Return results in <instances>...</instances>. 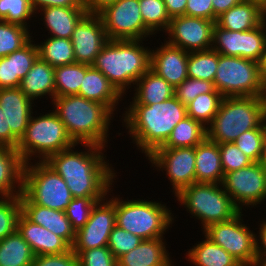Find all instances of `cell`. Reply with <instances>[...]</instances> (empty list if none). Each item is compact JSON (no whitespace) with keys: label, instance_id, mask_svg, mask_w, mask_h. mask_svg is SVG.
<instances>
[{"label":"cell","instance_id":"cell-1","mask_svg":"<svg viewBox=\"0 0 266 266\" xmlns=\"http://www.w3.org/2000/svg\"><path fill=\"white\" fill-rule=\"evenodd\" d=\"M78 145L51 155L45 162L63 178L73 198L104 199L117 178V171L106 160V147L81 144L85 151H78Z\"/></svg>","mask_w":266,"mask_h":266},{"label":"cell","instance_id":"cell-2","mask_svg":"<svg viewBox=\"0 0 266 266\" xmlns=\"http://www.w3.org/2000/svg\"><path fill=\"white\" fill-rule=\"evenodd\" d=\"M122 112V127L128 130L131 143L137 150L148 157L161 147L170 136L174 127L187 116L186 106L171 97L161 103L152 105L129 104Z\"/></svg>","mask_w":266,"mask_h":266},{"label":"cell","instance_id":"cell-3","mask_svg":"<svg viewBox=\"0 0 266 266\" xmlns=\"http://www.w3.org/2000/svg\"><path fill=\"white\" fill-rule=\"evenodd\" d=\"M51 103L76 144L108 147L114 114L105 105L79 95L55 96Z\"/></svg>","mask_w":266,"mask_h":266},{"label":"cell","instance_id":"cell-4","mask_svg":"<svg viewBox=\"0 0 266 266\" xmlns=\"http://www.w3.org/2000/svg\"><path fill=\"white\" fill-rule=\"evenodd\" d=\"M143 41L148 40H109L91 64L124 97L126 91L150 69L151 48L144 47Z\"/></svg>","mask_w":266,"mask_h":266},{"label":"cell","instance_id":"cell-5","mask_svg":"<svg viewBox=\"0 0 266 266\" xmlns=\"http://www.w3.org/2000/svg\"><path fill=\"white\" fill-rule=\"evenodd\" d=\"M118 196H115L116 225L143 240L165 238V233L176 221L171 208L162 201L126 200Z\"/></svg>","mask_w":266,"mask_h":266},{"label":"cell","instance_id":"cell-6","mask_svg":"<svg viewBox=\"0 0 266 266\" xmlns=\"http://www.w3.org/2000/svg\"><path fill=\"white\" fill-rule=\"evenodd\" d=\"M34 114L16 147L24 164L31 160L46 161L51 155L76 145L53 110L45 115Z\"/></svg>","mask_w":266,"mask_h":266},{"label":"cell","instance_id":"cell-7","mask_svg":"<svg viewBox=\"0 0 266 266\" xmlns=\"http://www.w3.org/2000/svg\"><path fill=\"white\" fill-rule=\"evenodd\" d=\"M174 198L191 218L200 221L202 231L211 224L229 221L241 212L222 184L195 182Z\"/></svg>","mask_w":266,"mask_h":266},{"label":"cell","instance_id":"cell-8","mask_svg":"<svg viewBox=\"0 0 266 266\" xmlns=\"http://www.w3.org/2000/svg\"><path fill=\"white\" fill-rule=\"evenodd\" d=\"M266 128L256 97H226L206 127L207 138L218 144L234 142L242 133Z\"/></svg>","mask_w":266,"mask_h":266},{"label":"cell","instance_id":"cell-9","mask_svg":"<svg viewBox=\"0 0 266 266\" xmlns=\"http://www.w3.org/2000/svg\"><path fill=\"white\" fill-rule=\"evenodd\" d=\"M22 193L34 204L65 211L73 196L63 178L45 161L24 164Z\"/></svg>","mask_w":266,"mask_h":266},{"label":"cell","instance_id":"cell-10","mask_svg":"<svg viewBox=\"0 0 266 266\" xmlns=\"http://www.w3.org/2000/svg\"><path fill=\"white\" fill-rule=\"evenodd\" d=\"M259 62L218 53L215 89L226 97H256L260 85Z\"/></svg>","mask_w":266,"mask_h":266},{"label":"cell","instance_id":"cell-11","mask_svg":"<svg viewBox=\"0 0 266 266\" xmlns=\"http://www.w3.org/2000/svg\"><path fill=\"white\" fill-rule=\"evenodd\" d=\"M242 213L243 211L229 221L211 224L202 233L243 266H256V232L244 223L245 215Z\"/></svg>","mask_w":266,"mask_h":266},{"label":"cell","instance_id":"cell-12","mask_svg":"<svg viewBox=\"0 0 266 266\" xmlns=\"http://www.w3.org/2000/svg\"><path fill=\"white\" fill-rule=\"evenodd\" d=\"M98 15L109 40H148L154 35L144 25L139 0H117Z\"/></svg>","mask_w":266,"mask_h":266},{"label":"cell","instance_id":"cell-13","mask_svg":"<svg viewBox=\"0 0 266 266\" xmlns=\"http://www.w3.org/2000/svg\"><path fill=\"white\" fill-rule=\"evenodd\" d=\"M222 185L234 204L242 211L259 207L266 199V166L261 162L226 173ZM251 206V207H250Z\"/></svg>","mask_w":266,"mask_h":266},{"label":"cell","instance_id":"cell-14","mask_svg":"<svg viewBox=\"0 0 266 266\" xmlns=\"http://www.w3.org/2000/svg\"><path fill=\"white\" fill-rule=\"evenodd\" d=\"M146 159L157 171H165L174 196L196 182L195 147H158Z\"/></svg>","mask_w":266,"mask_h":266},{"label":"cell","instance_id":"cell-15","mask_svg":"<svg viewBox=\"0 0 266 266\" xmlns=\"http://www.w3.org/2000/svg\"><path fill=\"white\" fill-rule=\"evenodd\" d=\"M115 225V197L111 187L108 195L95 204L86 224L76 231L73 252L78 255L82 250L108 246L109 235Z\"/></svg>","mask_w":266,"mask_h":266},{"label":"cell","instance_id":"cell-16","mask_svg":"<svg viewBox=\"0 0 266 266\" xmlns=\"http://www.w3.org/2000/svg\"><path fill=\"white\" fill-rule=\"evenodd\" d=\"M212 49L225 56L259 62L266 51V21L248 31H229L215 23Z\"/></svg>","mask_w":266,"mask_h":266},{"label":"cell","instance_id":"cell-17","mask_svg":"<svg viewBox=\"0 0 266 266\" xmlns=\"http://www.w3.org/2000/svg\"><path fill=\"white\" fill-rule=\"evenodd\" d=\"M214 25L205 18L177 16L171 18L165 40L187 52L206 51L212 49Z\"/></svg>","mask_w":266,"mask_h":266},{"label":"cell","instance_id":"cell-18","mask_svg":"<svg viewBox=\"0 0 266 266\" xmlns=\"http://www.w3.org/2000/svg\"><path fill=\"white\" fill-rule=\"evenodd\" d=\"M76 62L91 65L109 41L98 14L86 13L74 28L71 39Z\"/></svg>","mask_w":266,"mask_h":266},{"label":"cell","instance_id":"cell-19","mask_svg":"<svg viewBox=\"0 0 266 266\" xmlns=\"http://www.w3.org/2000/svg\"><path fill=\"white\" fill-rule=\"evenodd\" d=\"M163 41L159 47L151 48L150 69L176 88L188 78L189 52Z\"/></svg>","mask_w":266,"mask_h":266},{"label":"cell","instance_id":"cell-20","mask_svg":"<svg viewBox=\"0 0 266 266\" xmlns=\"http://www.w3.org/2000/svg\"><path fill=\"white\" fill-rule=\"evenodd\" d=\"M20 87L0 88V107L6 118V130L20 140L25 134L33 107L36 105Z\"/></svg>","mask_w":266,"mask_h":266},{"label":"cell","instance_id":"cell-21","mask_svg":"<svg viewBox=\"0 0 266 266\" xmlns=\"http://www.w3.org/2000/svg\"><path fill=\"white\" fill-rule=\"evenodd\" d=\"M22 214L32 223L41 225L63 238L71 247L76 231L72 228L65 211L53 210L32 203L23 193L20 195Z\"/></svg>","mask_w":266,"mask_h":266},{"label":"cell","instance_id":"cell-22","mask_svg":"<svg viewBox=\"0 0 266 266\" xmlns=\"http://www.w3.org/2000/svg\"><path fill=\"white\" fill-rule=\"evenodd\" d=\"M17 230L28 242L35 256L62 254L72 249L63 238L41 225L32 223L23 214L19 217Z\"/></svg>","mask_w":266,"mask_h":266},{"label":"cell","instance_id":"cell-23","mask_svg":"<svg viewBox=\"0 0 266 266\" xmlns=\"http://www.w3.org/2000/svg\"><path fill=\"white\" fill-rule=\"evenodd\" d=\"M79 96L105 105L114 115L124 97L99 70L92 66L86 71Z\"/></svg>","mask_w":266,"mask_h":266},{"label":"cell","instance_id":"cell-24","mask_svg":"<svg viewBox=\"0 0 266 266\" xmlns=\"http://www.w3.org/2000/svg\"><path fill=\"white\" fill-rule=\"evenodd\" d=\"M166 243L165 238L142 240L117 260L118 266H174Z\"/></svg>","mask_w":266,"mask_h":266},{"label":"cell","instance_id":"cell-25","mask_svg":"<svg viewBox=\"0 0 266 266\" xmlns=\"http://www.w3.org/2000/svg\"><path fill=\"white\" fill-rule=\"evenodd\" d=\"M41 12V13H40ZM87 13L85 7H46L37 11L44 23L45 29L49 31L48 36L71 39L75 26Z\"/></svg>","mask_w":266,"mask_h":266},{"label":"cell","instance_id":"cell-26","mask_svg":"<svg viewBox=\"0 0 266 266\" xmlns=\"http://www.w3.org/2000/svg\"><path fill=\"white\" fill-rule=\"evenodd\" d=\"M195 176L203 183L222 184L224 179L219 144L207 137L195 147Z\"/></svg>","mask_w":266,"mask_h":266},{"label":"cell","instance_id":"cell-27","mask_svg":"<svg viewBox=\"0 0 266 266\" xmlns=\"http://www.w3.org/2000/svg\"><path fill=\"white\" fill-rule=\"evenodd\" d=\"M20 89L33 102L44 96L52 101L55 98L54 67L38 57L21 80Z\"/></svg>","mask_w":266,"mask_h":266},{"label":"cell","instance_id":"cell-28","mask_svg":"<svg viewBox=\"0 0 266 266\" xmlns=\"http://www.w3.org/2000/svg\"><path fill=\"white\" fill-rule=\"evenodd\" d=\"M22 161L15 148L0 146V197H13L22 194Z\"/></svg>","mask_w":266,"mask_h":266},{"label":"cell","instance_id":"cell-29","mask_svg":"<svg viewBox=\"0 0 266 266\" xmlns=\"http://www.w3.org/2000/svg\"><path fill=\"white\" fill-rule=\"evenodd\" d=\"M265 21L263 8L253 2L242 0L217 17L216 24L229 31L252 30Z\"/></svg>","mask_w":266,"mask_h":266},{"label":"cell","instance_id":"cell-30","mask_svg":"<svg viewBox=\"0 0 266 266\" xmlns=\"http://www.w3.org/2000/svg\"><path fill=\"white\" fill-rule=\"evenodd\" d=\"M130 104L152 105L175 96V88L149 69L136 82Z\"/></svg>","mask_w":266,"mask_h":266},{"label":"cell","instance_id":"cell-31","mask_svg":"<svg viewBox=\"0 0 266 266\" xmlns=\"http://www.w3.org/2000/svg\"><path fill=\"white\" fill-rule=\"evenodd\" d=\"M198 243V244H197ZM195 243L184 255L195 266H243L221 246L204 235V240Z\"/></svg>","mask_w":266,"mask_h":266},{"label":"cell","instance_id":"cell-32","mask_svg":"<svg viewBox=\"0 0 266 266\" xmlns=\"http://www.w3.org/2000/svg\"><path fill=\"white\" fill-rule=\"evenodd\" d=\"M34 258L35 254L18 230L0 240V266H31Z\"/></svg>","mask_w":266,"mask_h":266},{"label":"cell","instance_id":"cell-33","mask_svg":"<svg viewBox=\"0 0 266 266\" xmlns=\"http://www.w3.org/2000/svg\"><path fill=\"white\" fill-rule=\"evenodd\" d=\"M207 137L206 127L198 120L186 116L171 132L161 147H196Z\"/></svg>","mask_w":266,"mask_h":266},{"label":"cell","instance_id":"cell-34","mask_svg":"<svg viewBox=\"0 0 266 266\" xmlns=\"http://www.w3.org/2000/svg\"><path fill=\"white\" fill-rule=\"evenodd\" d=\"M89 64L72 63L54 67L55 96L79 95Z\"/></svg>","mask_w":266,"mask_h":266},{"label":"cell","instance_id":"cell-35","mask_svg":"<svg viewBox=\"0 0 266 266\" xmlns=\"http://www.w3.org/2000/svg\"><path fill=\"white\" fill-rule=\"evenodd\" d=\"M38 57L52 67L63 66L76 62L72 41L66 38L48 36L47 39L36 43Z\"/></svg>","mask_w":266,"mask_h":266},{"label":"cell","instance_id":"cell-36","mask_svg":"<svg viewBox=\"0 0 266 266\" xmlns=\"http://www.w3.org/2000/svg\"><path fill=\"white\" fill-rule=\"evenodd\" d=\"M218 67V52L213 49L189 52L188 77L213 82Z\"/></svg>","mask_w":266,"mask_h":266},{"label":"cell","instance_id":"cell-37","mask_svg":"<svg viewBox=\"0 0 266 266\" xmlns=\"http://www.w3.org/2000/svg\"><path fill=\"white\" fill-rule=\"evenodd\" d=\"M222 99L223 96L216 89L210 93L200 94L186 105L187 116L207 127L217 114Z\"/></svg>","mask_w":266,"mask_h":266},{"label":"cell","instance_id":"cell-38","mask_svg":"<svg viewBox=\"0 0 266 266\" xmlns=\"http://www.w3.org/2000/svg\"><path fill=\"white\" fill-rule=\"evenodd\" d=\"M31 29L0 20V58L21 49L32 38Z\"/></svg>","mask_w":266,"mask_h":266},{"label":"cell","instance_id":"cell-39","mask_svg":"<svg viewBox=\"0 0 266 266\" xmlns=\"http://www.w3.org/2000/svg\"><path fill=\"white\" fill-rule=\"evenodd\" d=\"M144 25L154 34L165 33L170 25L164 0H139Z\"/></svg>","mask_w":266,"mask_h":266},{"label":"cell","instance_id":"cell-40","mask_svg":"<svg viewBox=\"0 0 266 266\" xmlns=\"http://www.w3.org/2000/svg\"><path fill=\"white\" fill-rule=\"evenodd\" d=\"M33 39L34 37L21 49L11 53L12 87H20L21 80L38 58L36 41Z\"/></svg>","mask_w":266,"mask_h":266},{"label":"cell","instance_id":"cell-41","mask_svg":"<svg viewBox=\"0 0 266 266\" xmlns=\"http://www.w3.org/2000/svg\"><path fill=\"white\" fill-rule=\"evenodd\" d=\"M33 17L36 15L30 0H0V20L30 29Z\"/></svg>","mask_w":266,"mask_h":266},{"label":"cell","instance_id":"cell-42","mask_svg":"<svg viewBox=\"0 0 266 266\" xmlns=\"http://www.w3.org/2000/svg\"><path fill=\"white\" fill-rule=\"evenodd\" d=\"M21 214L20 196L0 197V240L17 231Z\"/></svg>","mask_w":266,"mask_h":266},{"label":"cell","instance_id":"cell-43","mask_svg":"<svg viewBox=\"0 0 266 266\" xmlns=\"http://www.w3.org/2000/svg\"><path fill=\"white\" fill-rule=\"evenodd\" d=\"M266 128H254L242 133L234 143L253 162H260Z\"/></svg>","mask_w":266,"mask_h":266},{"label":"cell","instance_id":"cell-44","mask_svg":"<svg viewBox=\"0 0 266 266\" xmlns=\"http://www.w3.org/2000/svg\"><path fill=\"white\" fill-rule=\"evenodd\" d=\"M103 199L73 198L65 209V215L70 220L72 228L77 231L88 221L91 211L98 201Z\"/></svg>","mask_w":266,"mask_h":266},{"label":"cell","instance_id":"cell-45","mask_svg":"<svg viewBox=\"0 0 266 266\" xmlns=\"http://www.w3.org/2000/svg\"><path fill=\"white\" fill-rule=\"evenodd\" d=\"M142 240L143 239L139 236L125 231L121 227L115 225L109 235L108 248L118 260L124 254L136 248Z\"/></svg>","mask_w":266,"mask_h":266},{"label":"cell","instance_id":"cell-46","mask_svg":"<svg viewBox=\"0 0 266 266\" xmlns=\"http://www.w3.org/2000/svg\"><path fill=\"white\" fill-rule=\"evenodd\" d=\"M219 150L224 175L245 168L253 163V161L247 157L234 142L220 143Z\"/></svg>","mask_w":266,"mask_h":266},{"label":"cell","instance_id":"cell-47","mask_svg":"<svg viewBox=\"0 0 266 266\" xmlns=\"http://www.w3.org/2000/svg\"><path fill=\"white\" fill-rule=\"evenodd\" d=\"M215 89L213 82L188 77L175 88V96L185 106L196 96L210 93Z\"/></svg>","mask_w":266,"mask_h":266},{"label":"cell","instance_id":"cell-48","mask_svg":"<svg viewBox=\"0 0 266 266\" xmlns=\"http://www.w3.org/2000/svg\"><path fill=\"white\" fill-rule=\"evenodd\" d=\"M79 266H118L108 246L82 250L78 254Z\"/></svg>","mask_w":266,"mask_h":266},{"label":"cell","instance_id":"cell-49","mask_svg":"<svg viewBox=\"0 0 266 266\" xmlns=\"http://www.w3.org/2000/svg\"><path fill=\"white\" fill-rule=\"evenodd\" d=\"M31 266H79L78 255L72 249L62 254L37 255Z\"/></svg>","mask_w":266,"mask_h":266},{"label":"cell","instance_id":"cell-50","mask_svg":"<svg viewBox=\"0 0 266 266\" xmlns=\"http://www.w3.org/2000/svg\"><path fill=\"white\" fill-rule=\"evenodd\" d=\"M185 15L214 21L212 0H187Z\"/></svg>","mask_w":266,"mask_h":266},{"label":"cell","instance_id":"cell-51","mask_svg":"<svg viewBox=\"0 0 266 266\" xmlns=\"http://www.w3.org/2000/svg\"><path fill=\"white\" fill-rule=\"evenodd\" d=\"M35 13L46 7H84L83 0H30Z\"/></svg>","mask_w":266,"mask_h":266},{"label":"cell","instance_id":"cell-52","mask_svg":"<svg viewBox=\"0 0 266 266\" xmlns=\"http://www.w3.org/2000/svg\"><path fill=\"white\" fill-rule=\"evenodd\" d=\"M19 139L11 132L6 130V118L0 107V146L15 148L18 146Z\"/></svg>","mask_w":266,"mask_h":266},{"label":"cell","instance_id":"cell-53","mask_svg":"<svg viewBox=\"0 0 266 266\" xmlns=\"http://www.w3.org/2000/svg\"><path fill=\"white\" fill-rule=\"evenodd\" d=\"M12 87L11 54L0 58V88Z\"/></svg>","mask_w":266,"mask_h":266},{"label":"cell","instance_id":"cell-54","mask_svg":"<svg viewBox=\"0 0 266 266\" xmlns=\"http://www.w3.org/2000/svg\"><path fill=\"white\" fill-rule=\"evenodd\" d=\"M260 226V227H259ZM259 229L257 231V234L255 235V241H256V254H257V260L266 259V218L262 221L260 220V223L258 225Z\"/></svg>","mask_w":266,"mask_h":266},{"label":"cell","instance_id":"cell-55","mask_svg":"<svg viewBox=\"0 0 266 266\" xmlns=\"http://www.w3.org/2000/svg\"><path fill=\"white\" fill-rule=\"evenodd\" d=\"M170 18L185 15L187 0H164Z\"/></svg>","mask_w":266,"mask_h":266},{"label":"cell","instance_id":"cell-56","mask_svg":"<svg viewBox=\"0 0 266 266\" xmlns=\"http://www.w3.org/2000/svg\"><path fill=\"white\" fill-rule=\"evenodd\" d=\"M242 0H212L213 11H214V21L216 22L217 17L222 13L226 12L236 4L240 3Z\"/></svg>","mask_w":266,"mask_h":266},{"label":"cell","instance_id":"cell-57","mask_svg":"<svg viewBox=\"0 0 266 266\" xmlns=\"http://www.w3.org/2000/svg\"><path fill=\"white\" fill-rule=\"evenodd\" d=\"M117 0H83V5L87 13L98 14L106 6L116 2Z\"/></svg>","mask_w":266,"mask_h":266},{"label":"cell","instance_id":"cell-58","mask_svg":"<svg viewBox=\"0 0 266 266\" xmlns=\"http://www.w3.org/2000/svg\"><path fill=\"white\" fill-rule=\"evenodd\" d=\"M257 101L262 112L264 120L266 119V80H261L257 93Z\"/></svg>","mask_w":266,"mask_h":266},{"label":"cell","instance_id":"cell-59","mask_svg":"<svg viewBox=\"0 0 266 266\" xmlns=\"http://www.w3.org/2000/svg\"><path fill=\"white\" fill-rule=\"evenodd\" d=\"M260 80H266V51L259 61Z\"/></svg>","mask_w":266,"mask_h":266},{"label":"cell","instance_id":"cell-60","mask_svg":"<svg viewBox=\"0 0 266 266\" xmlns=\"http://www.w3.org/2000/svg\"><path fill=\"white\" fill-rule=\"evenodd\" d=\"M260 162L266 166V131H265V136L263 139L262 155H261Z\"/></svg>","mask_w":266,"mask_h":266},{"label":"cell","instance_id":"cell-61","mask_svg":"<svg viewBox=\"0 0 266 266\" xmlns=\"http://www.w3.org/2000/svg\"><path fill=\"white\" fill-rule=\"evenodd\" d=\"M260 5L262 8L266 6V0H246Z\"/></svg>","mask_w":266,"mask_h":266},{"label":"cell","instance_id":"cell-62","mask_svg":"<svg viewBox=\"0 0 266 266\" xmlns=\"http://www.w3.org/2000/svg\"><path fill=\"white\" fill-rule=\"evenodd\" d=\"M256 266H266V259L257 260Z\"/></svg>","mask_w":266,"mask_h":266},{"label":"cell","instance_id":"cell-63","mask_svg":"<svg viewBox=\"0 0 266 266\" xmlns=\"http://www.w3.org/2000/svg\"><path fill=\"white\" fill-rule=\"evenodd\" d=\"M265 21H266V10H263Z\"/></svg>","mask_w":266,"mask_h":266}]
</instances>
